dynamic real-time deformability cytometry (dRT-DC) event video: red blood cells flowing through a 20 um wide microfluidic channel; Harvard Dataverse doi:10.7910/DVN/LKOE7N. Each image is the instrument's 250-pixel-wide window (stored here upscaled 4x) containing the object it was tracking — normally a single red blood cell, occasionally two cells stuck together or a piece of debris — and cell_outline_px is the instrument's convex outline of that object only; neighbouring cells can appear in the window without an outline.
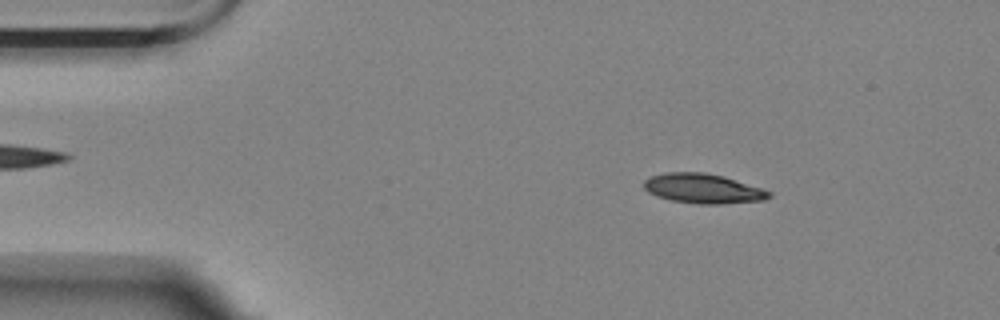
{"species": "Egyptian fruit bat (a non-hibernating species)", "species_latin": "Rousettus aegyptiacus", "temperature_condition": "room temperature", "stored_images_in_passage": 50, "camera_frame_rate_fps": 3000, "um_per_image_px": 0.085, "animal": {"sex": "female"}, "frame": {"image": 1, "passage_image": 2, "time_ms": 0.333, "image_size_px": [1000, 320], "cell_outline_px": [[772, 196], [764, 200], [720, 204], [700, 204], [672, 200], [656, 196], [648, 192], [644, 188], [644, 180], [652, 176], [664, 172], [704, 172], [724, 176], [772, 192]], "centroid_in_image_um": [59.75, 16.02], "position_along_channel_um": 25.2, "area_um2": 21.56}}
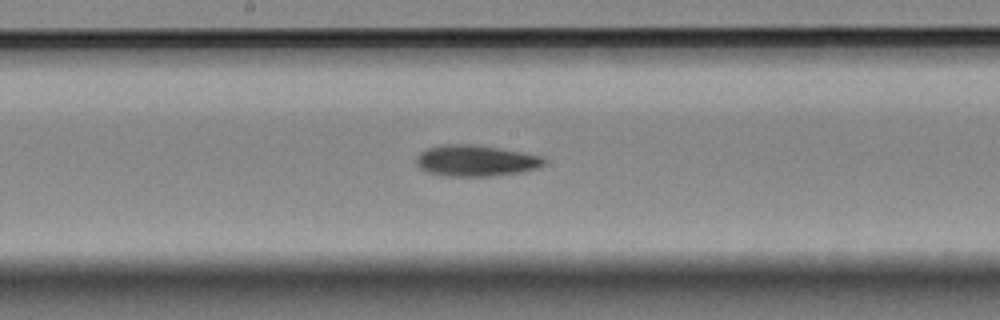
{"frame": {"image": 2, "passage_image": 23, "time_ms": 7.333, "image_size_px": [1000, 320], "cell_outline_px": [[548, 160], [540, 168], [520, 172], [496, 176], [444, 176], [428, 172], [420, 168], [416, 164], [416, 156], [420, 152], [428, 148], [440, 144], [472, 144], [544, 156]], "centroid_in_image_um": [40.45, 13.66], "position_along_channel_um": 207.8, "area_um2": 23.41}}
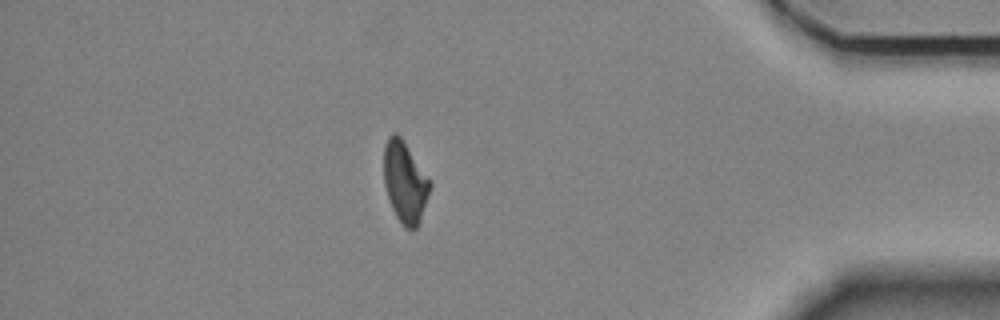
{"frame": {"image": 3, "passage_image": 43, "time_ms": 14.0, "image_size_px": [1000, 320], "cell_outline_px": [[432, 184], [420, 224], [416, 228], [404, 228], [396, 216], [392, 208], [384, 184], [384, 144], [388, 136], [392, 132], [396, 132], [400, 136]], "centroid_in_image_um": [34.41, 15.5], "position_along_channel_um": 400.8, "area_um2": 21.68}, "authors_computed_cell_mechanics": {"area_um2": 22.2819, "velocity_mm_per_s": 3.4821, "shape_relaxation_time_tau1_ms": 3.7577, "shape_relaxation_time_tau2_ms": 10.9264, "deformation_change_tau1": 0.1514, "deformation_change_tau2": 0.1874}}